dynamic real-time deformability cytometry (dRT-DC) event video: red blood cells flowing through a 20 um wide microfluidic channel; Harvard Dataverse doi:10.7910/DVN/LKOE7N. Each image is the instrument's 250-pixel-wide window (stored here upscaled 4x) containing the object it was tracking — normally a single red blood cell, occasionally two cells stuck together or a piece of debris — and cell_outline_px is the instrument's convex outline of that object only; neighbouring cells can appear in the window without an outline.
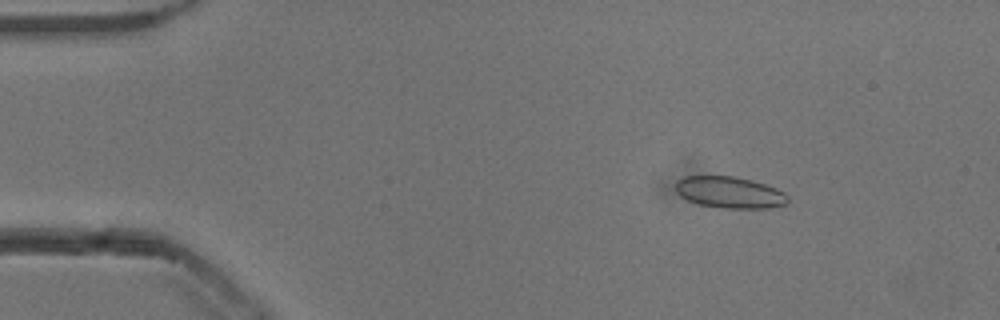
{"species": "common noctule bat (a hibernating species)", "species_latin": "Nyctalus noctula", "temperature_condition": "cold", "stored_images_in_passage": 54, "camera_frame_rate_fps": 3000, "um_per_image_px": 0.085, "animal": {"sex": "male", "body_mass_g": 13.3}, "frame": {"image": 1, "passage_image": 8, "time_ms": 2.333, "image_size_px": [1000, 320], "cell_outline_px": [[788, 204], [772, 208], [724, 208], [700, 204], [688, 200], [680, 196], [676, 192], [676, 180], [684, 176], [736, 176], [752, 180], [776, 188], [784, 192], [788, 196]], "centroid_in_image_um": [62.04, 16.35], "position_along_channel_um": 23.0, "area_um2": 20.75}}
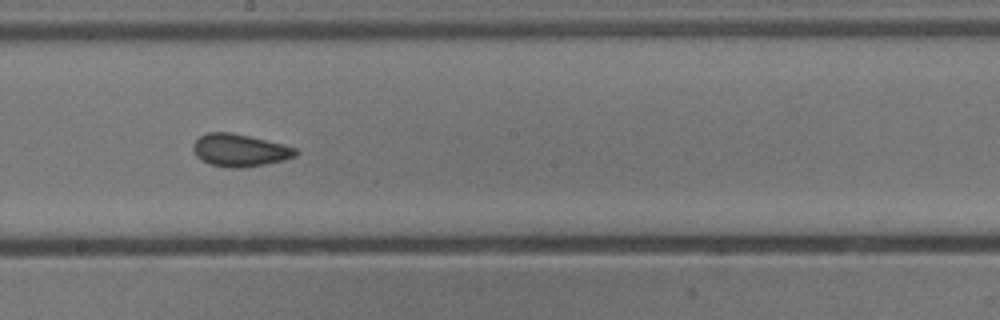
{"frame": {"image": 2, "passage_image": 30, "time_ms": 9.667, "image_size_px": [1000, 320], "cell_outline_px": [[300, 152], [296, 156], [284, 160], [264, 164], [240, 168], [228, 168], [212, 164], [196, 156], [192, 148], [192, 144], [200, 136], [208, 132], [232, 132], [284, 144], [296, 148]], "centroid_in_image_um": [20.4, 12.76], "position_along_channel_um": 227.8, "area_um2": 19.42}}
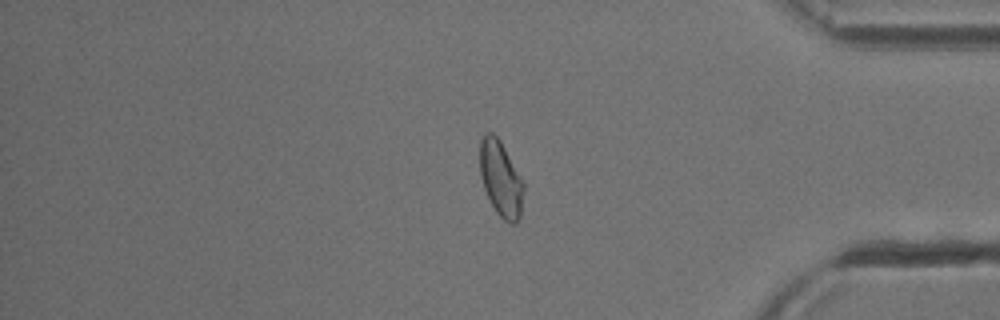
{"frame": {"image": 3, "passage_image": 45, "time_ms": 14.667, "image_size_px": [1000, 320], "cell_outline_px": [[524, 188], [520, 216], [516, 224], [508, 224], [496, 212], [484, 188], [480, 176], [480, 140], [484, 132], [492, 132], [500, 140], [520, 176], [524, 184]], "centroid_in_image_um": [42.56, 15.19], "position_along_channel_um": 392.6, "area_um2": 19.19}, "authors_computed_cell_mechanics": {"area_um2": 19.4208, "velocity_mm_per_s": 3.831, "shape_relaxation_time_tau1_ms": 6.5275, "shape_relaxation_time_tau2_ms": 1.1208, "deformation_change_tau1": 0.12, "deformation_change_tau2": 0.0661}}